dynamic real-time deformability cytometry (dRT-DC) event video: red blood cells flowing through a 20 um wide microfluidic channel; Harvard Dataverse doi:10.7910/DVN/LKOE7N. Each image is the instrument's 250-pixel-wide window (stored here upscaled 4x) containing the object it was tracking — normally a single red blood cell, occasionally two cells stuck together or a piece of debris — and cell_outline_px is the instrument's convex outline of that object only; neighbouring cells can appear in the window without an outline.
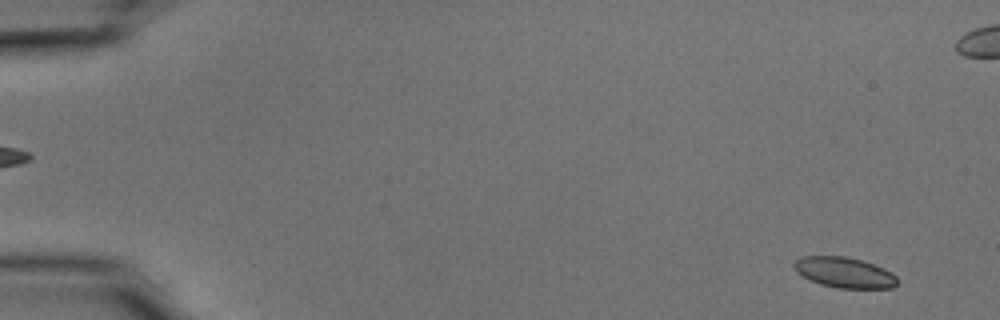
{"species": "common noctule bat (a hibernating species)", "species_latin": "Nyctalus noctula", "temperature_condition": "cold", "stored_images_in_passage": 55, "camera_frame_rate_fps": 3000, "um_per_image_px": 0.085, "animal": {"sex": "male", "body_mass_g": 15.6}, "frame": {"image": 1, "passage_image": 3, "time_ms": 0.667, "image_size_px": [1000, 320], "cell_outline_px": [[896, 284], [892, 288], [836, 288], [820, 284], [796, 272], [792, 264], [800, 256], [844, 256], [860, 260], [884, 268], [892, 272], [896, 276]], "centroid_in_image_um": [71.75, 23.16], "position_along_channel_um": 13.2, "area_um2": 18.26}}
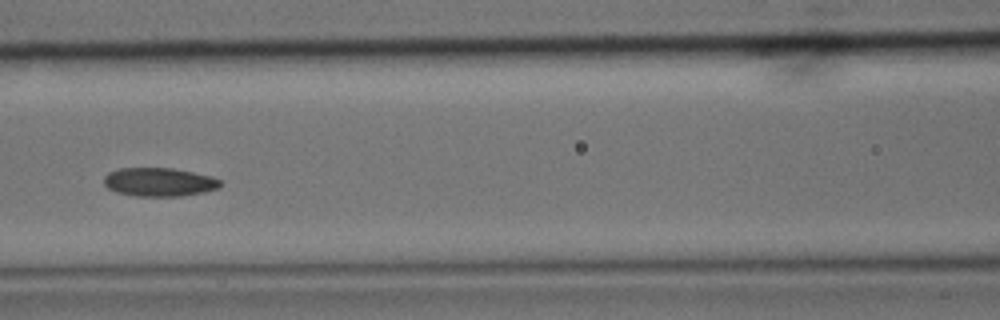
{"frame": {"image": 2, "passage_image": 25, "time_ms": 8.0, "image_size_px": [1000, 320], "cell_outline_px": [[220, 188], [204, 192], [184, 196], [136, 196], [116, 192], [108, 188], [104, 184], [104, 176], [108, 172], [120, 168], [172, 168], [212, 176], [220, 180]], "centroid_in_image_um": [13.53, 15.47], "position_along_channel_um": 153.1, "area_um2": 19.48}}
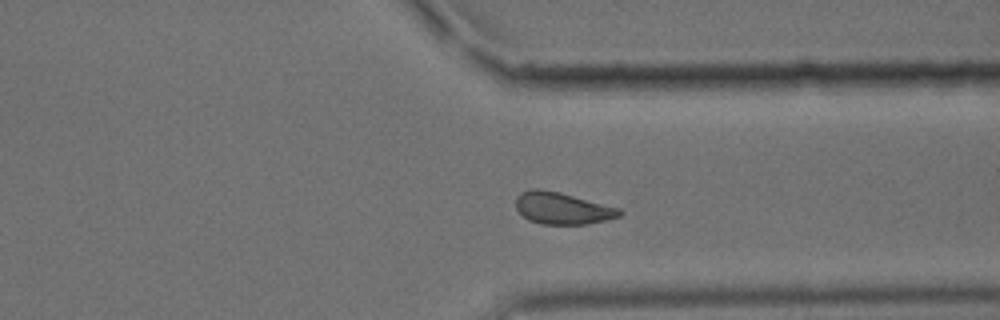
{"frame": {"image": 3, "passage_image": 42, "time_ms": 13.667, "image_size_px": [1000, 320], "cell_outline_px": [[624, 212], [620, 216], [604, 220], [584, 224], [540, 224], [528, 220], [516, 208], [516, 196], [520, 192], [532, 188], [540, 188], [560, 192], [620, 208]], "centroid_in_image_um": [47.77, 17.69], "position_along_channel_um": 363.6, "area_um2": 19.31}, "authors_computed_cell_mechanics": {"area_um2": 19.5364, "velocity_mm_per_s": 3.7212, "shape_relaxation_time_tau1_ms": 6.3513, "shape_relaxation_time_tau2_ms": 6.9053, "deformation_change_tau1": 0.1141, "deformation_change_tau2": 0.1408}}